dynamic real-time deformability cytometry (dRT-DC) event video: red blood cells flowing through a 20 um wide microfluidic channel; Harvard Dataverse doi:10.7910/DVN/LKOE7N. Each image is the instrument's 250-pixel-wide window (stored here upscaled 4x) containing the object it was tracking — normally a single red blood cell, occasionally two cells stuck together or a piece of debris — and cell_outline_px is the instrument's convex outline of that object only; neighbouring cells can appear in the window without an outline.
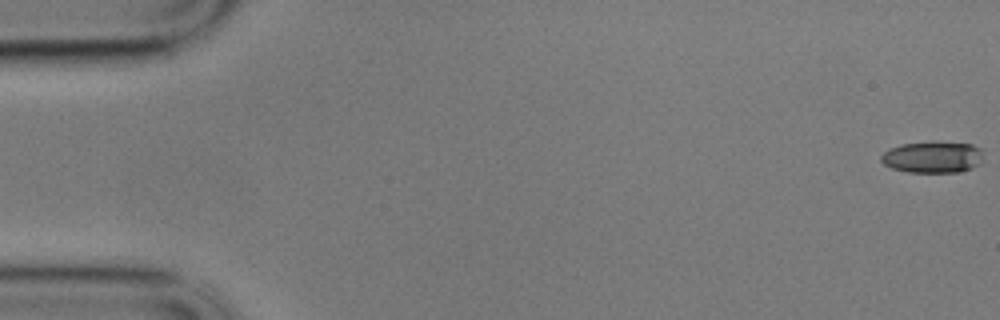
{"species": "common noctule bat (a hibernating species)", "species_latin": "Nyctalus noctula", "temperature_condition": "cold", "stored_images_in_passage": 59, "camera_frame_rate_fps": 3000, "um_per_image_px": 0.085, "animal": {"sex": "male", "body_mass_g": 17.9}, "frame": {"image": 1, "passage_image": 1, "time_ms": 0.0, "image_size_px": [1000, 320], "cell_outline_px": [[980, 164], [972, 168], [960, 172], [908, 172], [892, 168], [884, 164], [880, 160], [880, 156], [884, 152], [900, 144], [932, 140], [972, 144], [980, 148]], "centroid_in_image_um": [79.25, 13.33], "position_along_channel_um": 5.7, "area_um2": 19.02}}
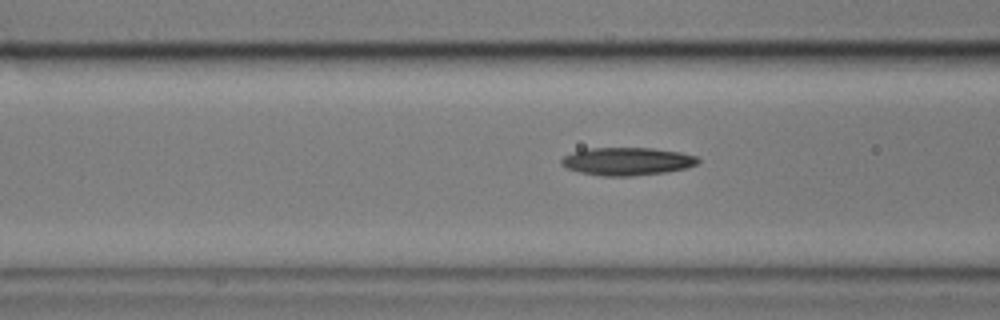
{"frame": {"image": 2, "passage_image": 23, "time_ms": 7.333, "image_size_px": [1000, 320], "cell_outline_px": [[700, 160], [696, 164], [688, 168], [664, 172], [632, 176], [604, 176], [580, 172], [564, 168], [560, 164], [560, 160], [564, 156], [572, 152], [584, 148], [652, 148], [680, 152], [696, 156]], "centroid_in_image_um": [53.27, 13.71], "position_along_channel_um": 113.3, "area_um2": 22.31}}
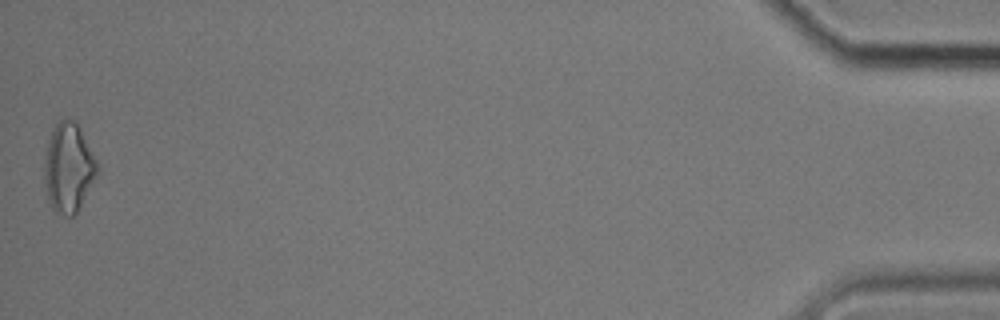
{"frame": {"image": 3, "passage_image": 59, "time_ms": 19.333, "image_size_px": [1000, 320], "cell_outline_px": [[100, 168], [96, 176], [76, 212], [72, 216], [68, 216], [56, 212], [52, 208], [48, 200], [44, 180], [44, 164], [48, 140], [56, 124], [60, 120], [76, 120]], "centroid_in_image_um": [5.81, 14.25], "position_along_channel_um": 429.4, "area_um2": 27.05}, "authors_computed_cell_mechanics": {"area_um2": 21.3282, "velocity_mm_per_s": 3.415, "shape_relaxation_time_tau1_ms": 5.7325, "shape_relaxation_time_tau2_ms": 4.9657, "deformation_change_tau1": 0.1783, "deformation_change_tau2": 0.1368}}